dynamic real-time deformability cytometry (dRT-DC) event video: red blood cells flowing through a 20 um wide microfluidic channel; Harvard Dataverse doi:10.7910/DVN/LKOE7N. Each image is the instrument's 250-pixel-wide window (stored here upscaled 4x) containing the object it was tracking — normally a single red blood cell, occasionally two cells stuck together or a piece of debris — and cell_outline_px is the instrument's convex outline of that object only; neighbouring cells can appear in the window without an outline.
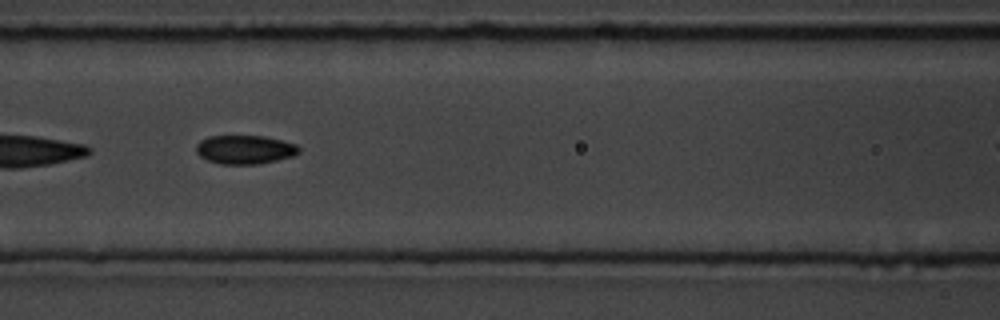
{"species": "common noctule bat (a hibernating species)", "species_latin": "Nyctalus noctula", "temperature_condition": "room temperature", "stored_images_in_passage": 16, "camera_frame_rate_fps": 3000, "um_per_image_px": 0.085, "animal": {"sex": "male", "body_mass_g": 19.5, "forearm_length_mm": 54.6}, "frame": {"image": 1, "passage_image": 7, "time_ms": 6.667, "image_size_px": [1000, 320], "cell_outline_px": [[300, 152], [292, 156], [260, 164], [220, 164], [208, 160], [200, 156], [196, 152], [196, 144], [200, 140], [208, 136], [264, 136], [296, 144], [300, 148]], "centroid_in_image_um": [20.8, 12.71], "position_along_channel_um": 145.8, "area_um2": 17.22}, "authors_computed_cell_mechanics": {"area_um2": 21.097, "velocity_mm_per_s": 3.6521, "shape_relaxation_time_tau1_ms": null, "shape_relaxation_time_tau2_ms": 8.4329, "deformation_change_tau1": null, "deformation_change_tau2": 0.1381}}